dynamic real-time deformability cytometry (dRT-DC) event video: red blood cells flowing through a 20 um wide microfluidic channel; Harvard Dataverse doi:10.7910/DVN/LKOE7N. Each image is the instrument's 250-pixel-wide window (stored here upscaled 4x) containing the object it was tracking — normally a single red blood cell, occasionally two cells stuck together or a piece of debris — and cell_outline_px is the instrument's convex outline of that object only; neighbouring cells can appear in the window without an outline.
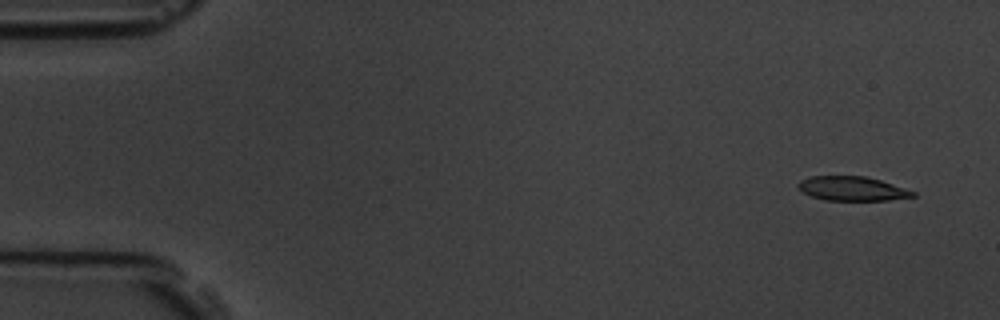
{"species": "common noctule bat (a hibernating species)", "species_latin": "Nyctalus noctula", "temperature_condition": "room temperature", "stored_images_in_passage": 3, "camera_frame_rate_fps": 3000, "um_per_image_px": 0.085, "animal": {"sex": "male", "body_mass_g": 19.5, "forearm_length_mm": 54.6}, "frame": {"image": 1, "passage_image": 1, "time_ms": 0.0, "image_size_px": [1000, 320], "cell_outline_px": [[916, 196], [888, 200], [824, 200], [812, 196], [804, 192], [796, 184], [800, 180], [812, 176], [864, 176], [880, 180], [916, 192]], "centroid_in_image_um": [72.43, 16.03], "position_along_channel_um": 12.6, "area_um2": 16.01}}